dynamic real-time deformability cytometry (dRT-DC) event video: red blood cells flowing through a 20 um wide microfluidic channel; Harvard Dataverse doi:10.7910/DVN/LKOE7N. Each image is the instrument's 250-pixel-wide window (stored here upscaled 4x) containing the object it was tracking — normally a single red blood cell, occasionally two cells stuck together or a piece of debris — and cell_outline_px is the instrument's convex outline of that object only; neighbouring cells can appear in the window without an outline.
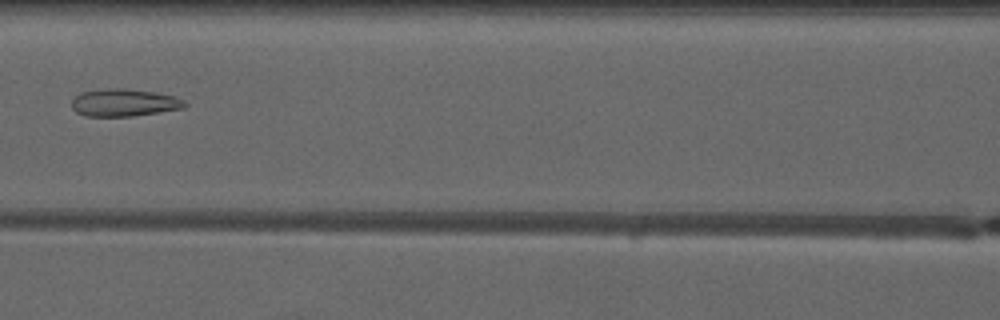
{"species": "common noctule bat (a hibernating species)", "species_latin": "Nyctalus noctula", "temperature_condition": "warm", "stored_images_in_passage": 7, "camera_frame_rate_fps": 3000, "um_per_image_px": 0.085, "animal": {"sex": "male", "forearm_length_mm": 52.5}, "frame": {"image": 1, "passage_image": 7, "time_ms": 7.0, "image_size_px": [1000, 320], "cell_outline_px": [[188, 104], [184, 108], [160, 112], [132, 116], [84, 116], [76, 112], [72, 108], [72, 100], [80, 92], [100, 88], [120, 88], [152, 92], [176, 96], [184, 100]], "centroid_in_image_um": [10.54, 8.72], "position_along_channel_um": 156.1, "area_um2": 18.21}}